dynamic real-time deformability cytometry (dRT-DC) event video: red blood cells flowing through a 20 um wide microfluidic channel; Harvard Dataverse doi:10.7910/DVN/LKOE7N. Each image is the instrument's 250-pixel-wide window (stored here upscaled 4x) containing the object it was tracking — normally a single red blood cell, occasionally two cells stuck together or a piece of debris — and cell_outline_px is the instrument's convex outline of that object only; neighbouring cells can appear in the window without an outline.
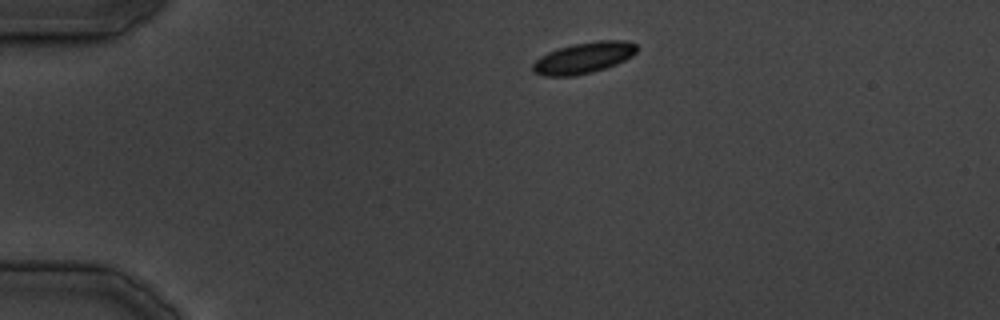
{"species": "common noctule bat (a hibernating species)", "species_latin": "Nyctalus noctula", "temperature_condition": "cold", "stored_images_in_passage": 25, "camera_frame_rate_fps": 3000, "um_per_image_px": 0.085, "animal": {"sex": "male", "body_mass_g": 19.5, "forearm_length_mm": 54.6}, "frame": {"image": 1, "passage_image": 1, "time_ms": 0.0, "image_size_px": [1000, 320], "cell_outline_px": [[636, 52], [632, 56], [616, 64], [592, 72], [572, 76], [544, 76], [532, 72], [532, 64], [540, 56], [548, 52], [560, 48], [576, 44], [596, 40], [628, 40], [636, 44]], "centroid_in_image_um": [49.6, 4.92], "position_along_channel_um": 35.4, "area_um2": 18.79}}